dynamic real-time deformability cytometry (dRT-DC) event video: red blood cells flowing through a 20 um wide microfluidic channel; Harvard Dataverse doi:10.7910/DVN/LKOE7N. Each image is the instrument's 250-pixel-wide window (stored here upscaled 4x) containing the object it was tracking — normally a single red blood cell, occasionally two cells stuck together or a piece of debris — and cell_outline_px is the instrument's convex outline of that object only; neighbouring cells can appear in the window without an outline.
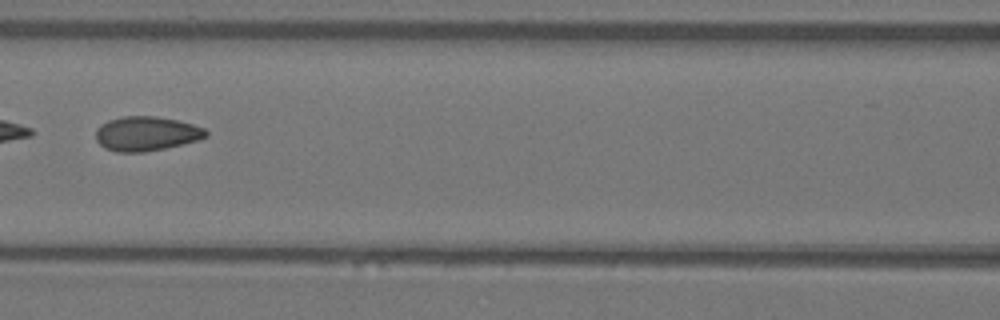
{"species": "Egyptian fruit bat (a non-hibernating species)", "species_latin": "Rousettus aegyptiacus", "temperature_condition": "warm", "stored_images_in_passage": 7, "camera_frame_rate_fps": 3000, "um_per_image_px": 0.085, "animal": {"sex": "female"}, "frame": {"image": 1, "passage_image": 7, "time_ms": 2.0, "image_size_px": [1000, 320], "cell_outline_px": [[208, 136], [200, 140], [164, 148], [144, 152], [116, 152], [104, 148], [96, 140], [96, 128], [100, 124], [108, 120], [124, 116], [156, 116], [176, 120], [192, 124], [204, 128], [208, 132]], "centroid_in_image_um": [12.43, 11.36], "position_along_channel_um": 154.2, "area_um2": 22.2}}